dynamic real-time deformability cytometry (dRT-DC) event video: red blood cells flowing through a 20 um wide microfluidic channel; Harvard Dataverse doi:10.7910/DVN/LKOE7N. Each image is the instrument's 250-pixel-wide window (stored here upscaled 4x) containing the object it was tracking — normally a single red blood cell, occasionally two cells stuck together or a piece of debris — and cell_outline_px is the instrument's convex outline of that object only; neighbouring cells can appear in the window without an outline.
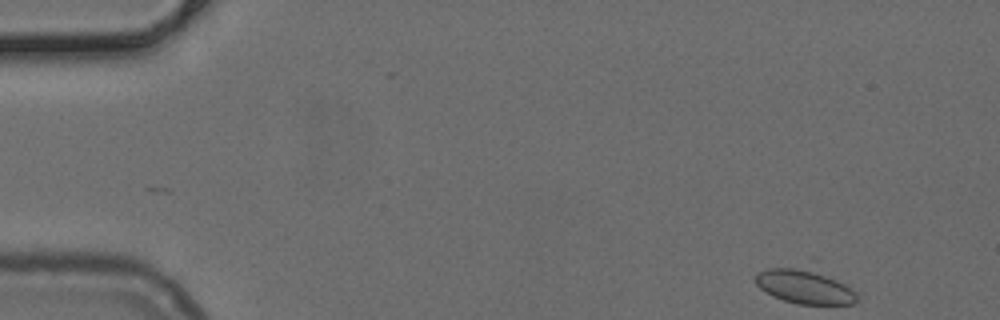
{"species": "common noctule bat (a hibernating species)", "species_latin": "Nyctalus noctula", "temperature_condition": "cold", "stored_images_in_passage": 9, "camera_frame_rate_fps": 3000, "um_per_image_px": 0.085, "animal": {"sex": "female", "body_mass_g": 24.6, "forearm_length_mm": 56.2}, "frame": {"image": 1, "passage_image": 1, "time_ms": 0.0, "image_size_px": [1000, 320], "cell_outline_px": [[860, 300], [856, 304], [796, 304], [772, 296], [764, 292], [756, 284], [756, 272], [768, 268], [808, 256], [820, 256], [856, 292]], "centroid_in_image_um": [68.55, 24.05], "position_along_channel_um": 16.5, "area_um2": 25.03}}